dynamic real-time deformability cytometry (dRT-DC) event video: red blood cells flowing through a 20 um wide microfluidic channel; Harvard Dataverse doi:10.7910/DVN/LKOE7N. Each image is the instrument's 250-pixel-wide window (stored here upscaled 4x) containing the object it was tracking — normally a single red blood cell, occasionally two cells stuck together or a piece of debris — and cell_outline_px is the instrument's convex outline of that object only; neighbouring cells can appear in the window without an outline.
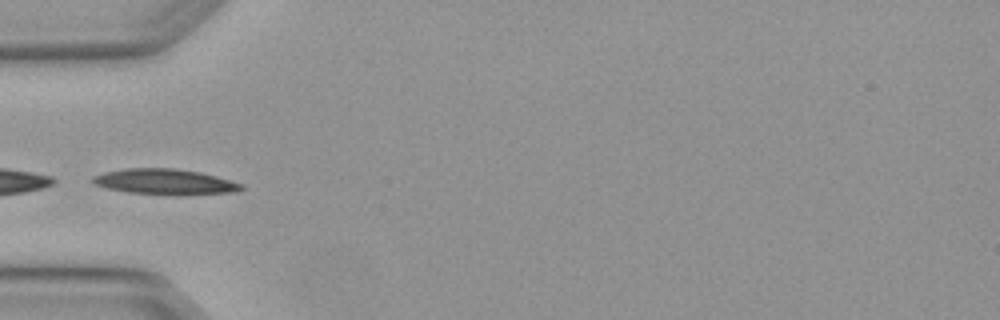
{"species": "Egyptian fruit bat (a non-hibernating species)", "species_latin": "Rousettus aegyptiacus", "temperature_condition": "warm", "stored_images_in_passage": 5, "segment_of_instrument_passage": [2, 2], "camera_frame_rate_fps": 3000, "um_per_image_px": 0.085, "animal": {"sex": "female"}, "frame": {"image": 1, "passage_image": 5, "time_ms": 1.333, "image_size_px": [1000, 320], "cell_outline_px": [[244, 188], [236, 192], [128, 192], [108, 188], [92, 184], [92, 176], [104, 172], [124, 168], [176, 168], [200, 172], [216, 176], [244, 184]], "centroid_in_image_um": [13.94, 15.39], "position_along_channel_um": 71.1, "area_um2": 20.98}}